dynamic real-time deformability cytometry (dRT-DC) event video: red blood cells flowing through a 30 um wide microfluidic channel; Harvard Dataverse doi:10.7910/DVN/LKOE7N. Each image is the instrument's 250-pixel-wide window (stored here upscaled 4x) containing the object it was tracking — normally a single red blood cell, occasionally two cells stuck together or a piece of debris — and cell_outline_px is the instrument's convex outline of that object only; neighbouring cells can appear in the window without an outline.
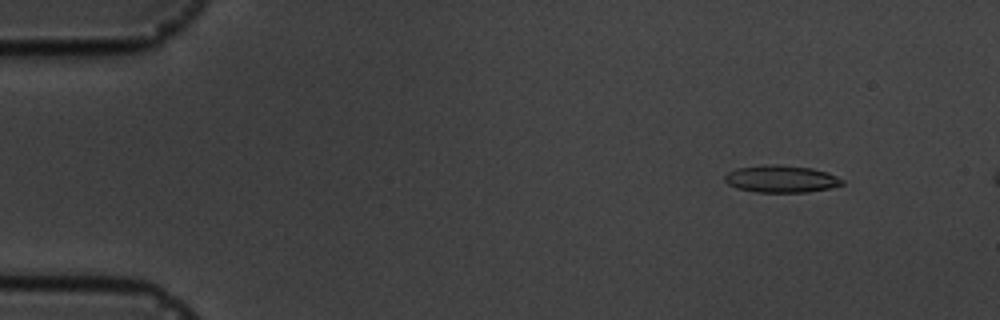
{"species": "common noctule bat (a hibernating species)", "species_latin": "Nyctalus noctula", "temperature_condition": "cold", "stored_images_in_passage": 3, "camera_frame_rate_fps": 3000, "um_per_image_px": 0.085, "animal": {"sex": "male", "body_mass_g": 19.5, "forearm_length_mm": 54.6}, "frame": {"image": 1, "passage_image": 2, "time_ms": 1.333, "image_size_px": [1000, 320], "cell_outline_px": [[844, 184], [832, 188], [808, 192], [756, 192], [736, 188], [728, 184], [724, 180], [724, 176], [728, 172], [736, 168], [764, 164], [780, 164], [812, 168], [828, 172], [844, 180]], "centroid_in_image_um": [66.41, 15.2], "position_along_channel_um": 18.6, "area_um2": 18.9}}